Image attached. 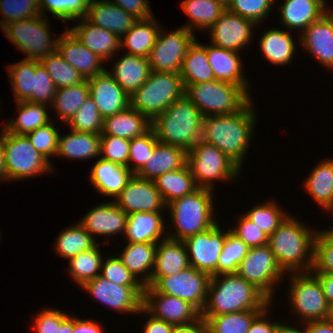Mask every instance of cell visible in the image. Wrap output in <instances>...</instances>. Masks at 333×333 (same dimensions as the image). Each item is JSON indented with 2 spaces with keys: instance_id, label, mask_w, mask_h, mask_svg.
I'll use <instances>...</instances> for the list:
<instances>
[{
  "instance_id": "cell-29",
  "label": "cell",
  "mask_w": 333,
  "mask_h": 333,
  "mask_svg": "<svg viewBox=\"0 0 333 333\" xmlns=\"http://www.w3.org/2000/svg\"><path fill=\"white\" fill-rule=\"evenodd\" d=\"M116 60L113 61V68L106 71L131 96L147 81L151 72L149 60L128 53H123Z\"/></svg>"
},
{
  "instance_id": "cell-44",
  "label": "cell",
  "mask_w": 333,
  "mask_h": 333,
  "mask_svg": "<svg viewBox=\"0 0 333 333\" xmlns=\"http://www.w3.org/2000/svg\"><path fill=\"white\" fill-rule=\"evenodd\" d=\"M55 241L56 254L67 260L91 249L98 243L78 222L60 231Z\"/></svg>"
},
{
  "instance_id": "cell-4",
  "label": "cell",
  "mask_w": 333,
  "mask_h": 333,
  "mask_svg": "<svg viewBox=\"0 0 333 333\" xmlns=\"http://www.w3.org/2000/svg\"><path fill=\"white\" fill-rule=\"evenodd\" d=\"M204 116L185 95L172 103L151 122L159 142L183 148L186 152L201 139Z\"/></svg>"
},
{
  "instance_id": "cell-7",
  "label": "cell",
  "mask_w": 333,
  "mask_h": 333,
  "mask_svg": "<svg viewBox=\"0 0 333 333\" xmlns=\"http://www.w3.org/2000/svg\"><path fill=\"white\" fill-rule=\"evenodd\" d=\"M186 96L204 117L239 112L252 100L242 87L216 79L190 85Z\"/></svg>"
},
{
  "instance_id": "cell-51",
  "label": "cell",
  "mask_w": 333,
  "mask_h": 333,
  "mask_svg": "<svg viewBox=\"0 0 333 333\" xmlns=\"http://www.w3.org/2000/svg\"><path fill=\"white\" fill-rule=\"evenodd\" d=\"M103 121L104 118L100 115L97 105L89 95L66 125L71 130L100 135L103 130Z\"/></svg>"
},
{
  "instance_id": "cell-57",
  "label": "cell",
  "mask_w": 333,
  "mask_h": 333,
  "mask_svg": "<svg viewBox=\"0 0 333 333\" xmlns=\"http://www.w3.org/2000/svg\"><path fill=\"white\" fill-rule=\"evenodd\" d=\"M56 127L52 121L26 134L36 150L50 162L52 161L50 157H56L58 151L59 130Z\"/></svg>"
},
{
  "instance_id": "cell-50",
  "label": "cell",
  "mask_w": 333,
  "mask_h": 333,
  "mask_svg": "<svg viewBox=\"0 0 333 333\" xmlns=\"http://www.w3.org/2000/svg\"><path fill=\"white\" fill-rule=\"evenodd\" d=\"M90 0H39V9L44 17L46 12L52 17L62 21L75 22L78 18L85 17Z\"/></svg>"
},
{
  "instance_id": "cell-73",
  "label": "cell",
  "mask_w": 333,
  "mask_h": 333,
  "mask_svg": "<svg viewBox=\"0 0 333 333\" xmlns=\"http://www.w3.org/2000/svg\"><path fill=\"white\" fill-rule=\"evenodd\" d=\"M219 2H221L224 6L227 7V5L230 3L231 0H217Z\"/></svg>"
},
{
  "instance_id": "cell-1",
  "label": "cell",
  "mask_w": 333,
  "mask_h": 333,
  "mask_svg": "<svg viewBox=\"0 0 333 333\" xmlns=\"http://www.w3.org/2000/svg\"><path fill=\"white\" fill-rule=\"evenodd\" d=\"M252 101L239 112L203 118L201 140L219 148L242 171L245 155L256 131V109Z\"/></svg>"
},
{
  "instance_id": "cell-3",
  "label": "cell",
  "mask_w": 333,
  "mask_h": 333,
  "mask_svg": "<svg viewBox=\"0 0 333 333\" xmlns=\"http://www.w3.org/2000/svg\"><path fill=\"white\" fill-rule=\"evenodd\" d=\"M272 302L236 273L210 277L207 301L201 316H217L248 310H264Z\"/></svg>"
},
{
  "instance_id": "cell-67",
  "label": "cell",
  "mask_w": 333,
  "mask_h": 333,
  "mask_svg": "<svg viewBox=\"0 0 333 333\" xmlns=\"http://www.w3.org/2000/svg\"><path fill=\"white\" fill-rule=\"evenodd\" d=\"M305 333H333V318L304 323Z\"/></svg>"
},
{
  "instance_id": "cell-24",
  "label": "cell",
  "mask_w": 333,
  "mask_h": 333,
  "mask_svg": "<svg viewBox=\"0 0 333 333\" xmlns=\"http://www.w3.org/2000/svg\"><path fill=\"white\" fill-rule=\"evenodd\" d=\"M79 22L72 28L67 27L76 38L90 51L97 54L104 64L117 55V52L121 50L120 37L107 29L96 26L90 23L85 17L78 18Z\"/></svg>"
},
{
  "instance_id": "cell-68",
  "label": "cell",
  "mask_w": 333,
  "mask_h": 333,
  "mask_svg": "<svg viewBox=\"0 0 333 333\" xmlns=\"http://www.w3.org/2000/svg\"><path fill=\"white\" fill-rule=\"evenodd\" d=\"M322 285L323 292L331 309H333V274L314 273Z\"/></svg>"
},
{
  "instance_id": "cell-36",
  "label": "cell",
  "mask_w": 333,
  "mask_h": 333,
  "mask_svg": "<svg viewBox=\"0 0 333 333\" xmlns=\"http://www.w3.org/2000/svg\"><path fill=\"white\" fill-rule=\"evenodd\" d=\"M303 186L325 212L333 210V159L321 160L306 177Z\"/></svg>"
},
{
  "instance_id": "cell-8",
  "label": "cell",
  "mask_w": 333,
  "mask_h": 333,
  "mask_svg": "<svg viewBox=\"0 0 333 333\" xmlns=\"http://www.w3.org/2000/svg\"><path fill=\"white\" fill-rule=\"evenodd\" d=\"M199 188L214 191V182L232 181L240 177L241 169L215 145L199 140L187 152V163ZM240 175V176H239ZM233 179V180H232Z\"/></svg>"
},
{
  "instance_id": "cell-26",
  "label": "cell",
  "mask_w": 333,
  "mask_h": 333,
  "mask_svg": "<svg viewBox=\"0 0 333 333\" xmlns=\"http://www.w3.org/2000/svg\"><path fill=\"white\" fill-rule=\"evenodd\" d=\"M206 54L216 80L238 85L249 94L251 85L246 75L244 76L240 52L224 49L209 42L206 44Z\"/></svg>"
},
{
  "instance_id": "cell-25",
  "label": "cell",
  "mask_w": 333,
  "mask_h": 333,
  "mask_svg": "<svg viewBox=\"0 0 333 333\" xmlns=\"http://www.w3.org/2000/svg\"><path fill=\"white\" fill-rule=\"evenodd\" d=\"M327 0H284L279 5L281 25L299 35L314 21L320 19L327 11Z\"/></svg>"
},
{
  "instance_id": "cell-56",
  "label": "cell",
  "mask_w": 333,
  "mask_h": 333,
  "mask_svg": "<svg viewBox=\"0 0 333 333\" xmlns=\"http://www.w3.org/2000/svg\"><path fill=\"white\" fill-rule=\"evenodd\" d=\"M157 142L158 140L152 129L143 136L130 140L128 169L133 174H136L148 162V158L151 156Z\"/></svg>"
},
{
  "instance_id": "cell-10",
  "label": "cell",
  "mask_w": 333,
  "mask_h": 333,
  "mask_svg": "<svg viewBox=\"0 0 333 333\" xmlns=\"http://www.w3.org/2000/svg\"><path fill=\"white\" fill-rule=\"evenodd\" d=\"M7 181H18L51 173L55 168L40 154L26 135L6 132L2 128Z\"/></svg>"
},
{
  "instance_id": "cell-16",
  "label": "cell",
  "mask_w": 333,
  "mask_h": 333,
  "mask_svg": "<svg viewBox=\"0 0 333 333\" xmlns=\"http://www.w3.org/2000/svg\"><path fill=\"white\" fill-rule=\"evenodd\" d=\"M217 221L211 228L188 237L183 242L187 249L190 266L207 273L210 277L217 275V264L223 250L227 234L222 231Z\"/></svg>"
},
{
  "instance_id": "cell-38",
  "label": "cell",
  "mask_w": 333,
  "mask_h": 333,
  "mask_svg": "<svg viewBox=\"0 0 333 333\" xmlns=\"http://www.w3.org/2000/svg\"><path fill=\"white\" fill-rule=\"evenodd\" d=\"M69 130L67 135L59 133L57 157L78 161L100 157L99 134Z\"/></svg>"
},
{
  "instance_id": "cell-63",
  "label": "cell",
  "mask_w": 333,
  "mask_h": 333,
  "mask_svg": "<svg viewBox=\"0 0 333 333\" xmlns=\"http://www.w3.org/2000/svg\"><path fill=\"white\" fill-rule=\"evenodd\" d=\"M121 7L126 12L132 14L136 19L151 18L153 12L147 0H108Z\"/></svg>"
},
{
  "instance_id": "cell-64",
  "label": "cell",
  "mask_w": 333,
  "mask_h": 333,
  "mask_svg": "<svg viewBox=\"0 0 333 333\" xmlns=\"http://www.w3.org/2000/svg\"><path fill=\"white\" fill-rule=\"evenodd\" d=\"M270 304L266 307L251 323L247 333H276L279 322L269 321L268 314L270 313ZM269 309V311H268Z\"/></svg>"
},
{
  "instance_id": "cell-61",
  "label": "cell",
  "mask_w": 333,
  "mask_h": 333,
  "mask_svg": "<svg viewBox=\"0 0 333 333\" xmlns=\"http://www.w3.org/2000/svg\"><path fill=\"white\" fill-rule=\"evenodd\" d=\"M238 219L236 226L233 229L230 228L232 234L241 239L249 248L268 244V236L244 214Z\"/></svg>"
},
{
  "instance_id": "cell-55",
  "label": "cell",
  "mask_w": 333,
  "mask_h": 333,
  "mask_svg": "<svg viewBox=\"0 0 333 333\" xmlns=\"http://www.w3.org/2000/svg\"><path fill=\"white\" fill-rule=\"evenodd\" d=\"M312 272L333 274V233L329 229L316 233Z\"/></svg>"
},
{
  "instance_id": "cell-6",
  "label": "cell",
  "mask_w": 333,
  "mask_h": 333,
  "mask_svg": "<svg viewBox=\"0 0 333 333\" xmlns=\"http://www.w3.org/2000/svg\"><path fill=\"white\" fill-rule=\"evenodd\" d=\"M185 95L180 73L151 71L147 81L130 96V106L152 121Z\"/></svg>"
},
{
  "instance_id": "cell-23",
  "label": "cell",
  "mask_w": 333,
  "mask_h": 333,
  "mask_svg": "<svg viewBox=\"0 0 333 333\" xmlns=\"http://www.w3.org/2000/svg\"><path fill=\"white\" fill-rule=\"evenodd\" d=\"M57 52L84 79L92 78L106 70L102 64L104 61L85 47L68 28L60 35Z\"/></svg>"
},
{
  "instance_id": "cell-28",
  "label": "cell",
  "mask_w": 333,
  "mask_h": 333,
  "mask_svg": "<svg viewBox=\"0 0 333 333\" xmlns=\"http://www.w3.org/2000/svg\"><path fill=\"white\" fill-rule=\"evenodd\" d=\"M90 183L103 196L112 201L120 195L134 175L127 167L112 163L99 157L90 169Z\"/></svg>"
},
{
  "instance_id": "cell-62",
  "label": "cell",
  "mask_w": 333,
  "mask_h": 333,
  "mask_svg": "<svg viewBox=\"0 0 333 333\" xmlns=\"http://www.w3.org/2000/svg\"><path fill=\"white\" fill-rule=\"evenodd\" d=\"M67 316V312H62L57 308H44L34 317L32 330L35 333H57V328Z\"/></svg>"
},
{
  "instance_id": "cell-42",
  "label": "cell",
  "mask_w": 333,
  "mask_h": 333,
  "mask_svg": "<svg viewBox=\"0 0 333 333\" xmlns=\"http://www.w3.org/2000/svg\"><path fill=\"white\" fill-rule=\"evenodd\" d=\"M181 9L190 20L183 27L195 33L196 29L207 32L226 10V6L217 0H183Z\"/></svg>"
},
{
  "instance_id": "cell-9",
  "label": "cell",
  "mask_w": 333,
  "mask_h": 333,
  "mask_svg": "<svg viewBox=\"0 0 333 333\" xmlns=\"http://www.w3.org/2000/svg\"><path fill=\"white\" fill-rule=\"evenodd\" d=\"M289 278V305L301 323L332 318L319 278L311 272L286 274ZM290 276V277H289Z\"/></svg>"
},
{
  "instance_id": "cell-13",
  "label": "cell",
  "mask_w": 333,
  "mask_h": 333,
  "mask_svg": "<svg viewBox=\"0 0 333 333\" xmlns=\"http://www.w3.org/2000/svg\"><path fill=\"white\" fill-rule=\"evenodd\" d=\"M209 281L207 273L190 266L175 275L151 277L150 286L158 293L189 302L201 313L206 305Z\"/></svg>"
},
{
  "instance_id": "cell-74",
  "label": "cell",
  "mask_w": 333,
  "mask_h": 333,
  "mask_svg": "<svg viewBox=\"0 0 333 333\" xmlns=\"http://www.w3.org/2000/svg\"><path fill=\"white\" fill-rule=\"evenodd\" d=\"M330 214H333V210L330 211ZM328 229L333 233V225L330 228L328 227Z\"/></svg>"
},
{
  "instance_id": "cell-39",
  "label": "cell",
  "mask_w": 333,
  "mask_h": 333,
  "mask_svg": "<svg viewBox=\"0 0 333 333\" xmlns=\"http://www.w3.org/2000/svg\"><path fill=\"white\" fill-rule=\"evenodd\" d=\"M16 107L17 117L7 119L6 124L4 123L3 129L6 132L26 135L39 127L47 125L52 120L47 111L49 105L21 101L16 102Z\"/></svg>"
},
{
  "instance_id": "cell-65",
  "label": "cell",
  "mask_w": 333,
  "mask_h": 333,
  "mask_svg": "<svg viewBox=\"0 0 333 333\" xmlns=\"http://www.w3.org/2000/svg\"><path fill=\"white\" fill-rule=\"evenodd\" d=\"M144 315L148 314V318L147 321L145 322V324L143 325V333H172L173 324L167 323L164 320H160L157 318H154L151 314H149L144 308H142L140 310V312H138L139 315Z\"/></svg>"
},
{
  "instance_id": "cell-33",
  "label": "cell",
  "mask_w": 333,
  "mask_h": 333,
  "mask_svg": "<svg viewBox=\"0 0 333 333\" xmlns=\"http://www.w3.org/2000/svg\"><path fill=\"white\" fill-rule=\"evenodd\" d=\"M163 217L162 213L149 212H135L128 215L126 233L124 235L127 242L158 243L163 240L167 237L165 230L168 229L167 225H165L166 219Z\"/></svg>"
},
{
  "instance_id": "cell-11",
  "label": "cell",
  "mask_w": 333,
  "mask_h": 333,
  "mask_svg": "<svg viewBox=\"0 0 333 333\" xmlns=\"http://www.w3.org/2000/svg\"><path fill=\"white\" fill-rule=\"evenodd\" d=\"M48 20L46 16L40 14L8 23L1 30L10 42L26 55L25 59L40 61L57 52L60 38V36L52 37Z\"/></svg>"
},
{
  "instance_id": "cell-37",
  "label": "cell",
  "mask_w": 333,
  "mask_h": 333,
  "mask_svg": "<svg viewBox=\"0 0 333 333\" xmlns=\"http://www.w3.org/2000/svg\"><path fill=\"white\" fill-rule=\"evenodd\" d=\"M259 40L260 50L271 64L285 66L292 63L298 43L293 40L291 31H283L278 27L267 29Z\"/></svg>"
},
{
  "instance_id": "cell-18",
  "label": "cell",
  "mask_w": 333,
  "mask_h": 333,
  "mask_svg": "<svg viewBox=\"0 0 333 333\" xmlns=\"http://www.w3.org/2000/svg\"><path fill=\"white\" fill-rule=\"evenodd\" d=\"M115 203L127 215L135 212L164 213L167 208L154 180H147L135 174L122 189Z\"/></svg>"
},
{
  "instance_id": "cell-58",
  "label": "cell",
  "mask_w": 333,
  "mask_h": 333,
  "mask_svg": "<svg viewBox=\"0 0 333 333\" xmlns=\"http://www.w3.org/2000/svg\"><path fill=\"white\" fill-rule=\"evenodd\" d=\"M130 140L100 135V158L128 168Z\"/></svg>"
},
{
  "instance_id": "cell-69",
  "label": "cell",
  "mask_w": 333,
  "mask_h": 333,
  "mask_svg": "<svg viewBox=\"0 0 333 333\" xmlns=\"http://www.w3.org/2000/svg\"><path fill=\"white\" fill-rule=\"evenodd\" d=\"M172 333H206V323L200 317L193 323L174 325Z\"/></svg>"
},
{
  "instance_id": "cell-54",
  "label": "cell",
  "mask_w": 333,
  "mask_h": 333,
  "mask_svg": "<svg viewBox=\"0 0 333 333\" xmlns=\"http://www.w3.org/2000/svg\"><path fill=\"white\" fill-rule=\"evenodd\" d=\"M0 29L6 24L41 14L39 0H0Z\"/></svg>"
},
{
  "instance_id": "cell-59",
  "label": "cell",
  "mask_w": 333,
  "mask_h": 333,
  "mask_svg": "<svg viewBox=\"0 0 333 333\" xmlns=\"http://www.w3.org/2000/svg\"><path fill=\"white\" fill-rule=\"evenodd\" d=\"M104 259L102 261L100 276L116 285L142 286L124 266L118 256H109Z\"/></svg>"
},
{
  "instance_id": "cell-30",
  "label": "cell",
  "mask_w": 333,
  "mask_h": 333,
  "mask_svg": "<svg viewBox=\"0 0 333 333\" xmlns=\"http://www.w3.org/2000/svg\"><path fill=\"white\" fill-rule=\"evenodd\" d=\"M124 246L119 259L143 287L150 286L157 243L127 242Z\"/></svg>"
},
{
  "instance_id": "cell-45",
  "label": "cell",
  "mask_w": 333,
  "mask_h": 333,
  "mask_svg": "<svg viewBox=\"0 0 333 333\" xmlns=\"http://www.w3.org/2000/svg\"><path fill=\"white\" fill-rule=\"evenodd\" d=\"M100 245L101 243L99 242L91 249L81 252L68 260V273L79 287L100 275L104 259L102 257L103 254L100 252Z\"/></svg>"
},
{
  "instance_id": "cell-35",
  "label": "cell",
  "mask_w": 333,
  "mask_h": 333,
  "mask_svg": "<svg viewBox=\"0 0 333 333\" xmlns=\"http://www.w3.org/2000/svg\"><path fill=\"white\" fill-rule=\"evenodd\" d=\"M155 19V16L148 19H138L130 30L120 38L121 50L125 49V53L148 58L160 30L163 28Z\"/></svg>"
},
{
  "instance_id": "cell-60",
  "label": "cell",
  "mask_w": 333,
  "mask_h": 333,
  "mask_svg": "<svg viewBox=\"0 0 333 333\" xmlns=\"http://www.w3.org/2000/svg\"><path fill=\"white\" fill-rule=\"evenodd\" d=\"M56 87L40 61L35 60L34 90L32 103L51 105Z\"/></svg>"
},
{
  "instance_id": "cell-48",
  "label": "cell",
  "mask_w": 333,
  "mask_h": 333,
  "mask_svg": "<svg viewBox=\"0 0 333 333\" xmlns=\"http://www.w3.org/2000/svg\"><path fill=\"white\" fill-rule=\"evenodd\" d=\"M251 222L257 225L268 237L278 228V226L289 215L283 211L275 200L255 205L252 209L243 213Z\"/></svg>"
},
{
  "instance_id": "cell-43",
  "label": "cell",
  "mask_w": 333,
  "mask_h": 333,
  "mask_svg": "<svg viewBox=\"0 0 333 333\" xmlns=\"http://www.w3.org/2000/svg\"><path fill=\"white\" fill-rule=\"evenodd\" d=\"M154 183L166 205L184 195L191 194L198 188L187 164L180 169L158 176Z\"/></svg>"
},
{
  "instance_id": "cell-71",
  "label": "cell",
  "mask_w": 333,
  "mask_h": 333,
  "mask_svg": "<svg viewBox=\"0 0 333 333\" xmlns=\"http://www.w3.org/2000/svg\"><path fill=\"white\" fill-rule=\"evenodd\" d=\"M7 182L6 169H5V157L2 141V130L0 131V182Z\"/></svg>"
},
{
  "instance_id": "cell-2",
  "label": "cell",
  "mask_w": 333,
  "mask_h": 333,
  "mask_svg": "<svg viewBox=\"0 0 333 333\" xmlns=\"http://www.w3.org/2000/svg\"><path fill=\"white\" fill-rule=\"evenodd\" d=\"M300 219L288 215L268 237V246L285 274L311 272L314 268L315 236Z\"/></svg>"
},
{
  "instance_id": "cell-27",
  "label": "cell",
  "mask_w": 333,
  "mask_h": 333,
  "mask_svg": "<svg viewBox=\"0 0 333 333\" xmlns=\"http://www.w3.org/2000/svg\"><path fill=\"white\" fill-rule=\"evenodd\" d=\"M85 18L90 23L107 29L120 38L138 20L132 14L108 0H90Z\"/></svg>"
},
{
  "instance_id": "cell-17",
  "label": "cell",
  "mask_w": 333,
  "mask_h": 333,
  "mask_svg": "<svg viewBox=\"0 0 333 333\" xmlns=\"http://www.w3.org/2000/svg\"><path fill=\"white\" fill-rule=\"evenodd\" d=\"M143 308L154 318L173 325L193 323L201 317V313L189 302L158 293L152 286L144 287Z\"/></svg>"
},
{
  "instance_id": "cell-47",
  "label": "cell",
  "mask_w": 333,
  "mask_h": 333,
  "mask_svg": "<svg viewBox=\"0 0 333 333\" xmlns=\"http://www.w3.org/2000/svg\"><path fill=\"white\" fill-rule=\"evenodd\" d=\"M15 102L27 101L32 103L34 90L35 60L23 58L21 61L8 65Z\"/></svg>"
},
{
  "instance_id": "cell-15",
  "label": "cell",
  "mask_w": 333,
  "mask_h": 333,
  "mask_svg": "<svg viewBox=\"0 0 333 333\" xmlns=\"http://www.w3.org/2000/svg\"><path fill=\"white\" fill-rule=\"evenodd\" d=\"M92 298L122 314H138L143 308V286L116 285L98 275L82 287Z\"/></svg>"
},
{
  "instance_id": "cell-22",
  "label": "cell",
  "mask_w": 333,
  "mask_h": 333,
  "mask_svg": "<svg viewBox=\"0 0 333 333\" xmlns=\"http://www.w3.org/2000/svg\"><path fill=\"white\" fill-rule=\"evenodd\" d=\"M87 81L89 94L103 118L121 112L130 106V96L106 70Z\"/></svg>"
},
{
  "instance_id": "cell-70",
  "label": "cell",
  "mask_w": 333,
  "mask_h": 333,
  "mask_svg": "<svg viewBox=\"0 0 333 333\" xmlns=\"http://www.w3.org/2000/svg\"><path fill=\"white\" fill-rule=\"evenodd\" d=\"M71 315V316H70ZM74 327V314H69L57 328V333H73Z\"/></svg>"
},
{
  "instance_id": "cell-34",
  "label": "cell",
  "mask_w": 333,
  "mask_h": 333,
  "mask_svg": "<svg viewBox=\"0 0 333 333\" xmlns=\"http://www.w3.org/2000/svg\"><path fill=\"white\" fill-rule=\"evenodd\" d=\"M190 267L183 241L165 237L156 246L155 266L151 277L175 275Z\"/></svg>"
},
{
  "instance_id": "cell-21",
  "label": "cell",
  "mask_w": 333,
  "mask_h": 333,
  "mask_svg": "<svg viewBox=\"0 0 333 333\" xmlns=\"http://www.w3.org/2000/svg\"><path fill=\"white\" fill-rule=\"evenodd\" d=\"M127 220L128 215L118 207L115 201H107L87 211L78 223L97 242L96 235L107 238L119 233L125 235Z\"/></svg>"
},
{
  "instance_id": "cell-52",
  "label": "cell",
  "mask_w": 333,
  "mask_h": 333,
  "mask_svg": "<svg viewBox=\"0 0 333 333\" xmlns=\"http://www.w3.org/2000/svg\"><path fill=\"white\" fill-rule=\"evenodd\" d=\"M249 247L234 234L229 232L219 256L217 275L236 273L238 265L247 255Z\"/></svg>"
},
{
  "instance_id": "cell-72",
  "label": "cell",
  "mask_w": 333,
  "mask_h": 333,
  "mask_svg": "<svg viewBox=\"0 0 333 333\" xmlns=\"http://www.w3.org/2000/svg\"><path fill=\"white\" fill-rule=\"evenodd\" d=\"M302 325H303V327H301L302 329L301 328L299 329V327L296 328L293 325L289 326V325L281 322L278 324L276 333H305L304 332V323Z\"/></svg>"
},
{
  "instance_id": "cell-49",
  "label": "cell",
  "mask_w": 333,
  "mask_h": 333,
  "mask_svg": "<svg viewBox=\"0 0 333 333\" xmlns=\"http://www.w3.org/2000/svg\"><path fill=\"white\" fill-rule=\"evenodd\" d=\"M40 63L46 69L57 89L76 85L85 80L58 52L42 58Z\"/></svg>"
},
{
  "instance_id": "cell-14",
  "label": "cell",
  "mask_w": 333,
  "mask_h": 333,
  "mask_svg": "<svg viewBox=\"0 0 333 333\" xmlns=\"http://www.w3.org/2000/svg\"><path fill=\"white\" fill-rule=\"evenodd\" d=\"M164 31L161 28L148 57L151 71L180 73L186 53L197 38L183 26L169 33Z\"/></svg>"
},
{
  "instance_id": "cell-41",
  "label": "cell",
  "mask_w": 333,
  "mask_h": 333,
  "mask_svg": "<svg viewBox=\"0 0 333 333\" xmlns=\"http://www.w3.org/2000/svg\"><path fill=\"white\" fill-rule=\"evenodd\" d=\"M89 95L88 81L85 79L79 84L56 89L49 108L57 113L56 121L67 124Z\"/></svg>"
},
{
  "instance_id": "cell-5",
  "label": "cell",
  "mask_w": 333,
  "mask_h": 333,
  "mask_svg": "<svg viewBox=\"0 0 333 333\" xmlns=\"http://www.w3.org/2000/svg\"><path fill=\"white\" fill-rule=\"evenodd\" d=\"M213 190L197 188L167 205L174 229L167 237L184 241L188 237L211 228L216 222L214 215Z\"/></svg>"
},
{
  "instance_id": "cell-19",
  "label": "cell",
  "mask_w": 333,
  "mask_h": 333,
  "mask_svg": "<svg viewBox=\"0 0 333 333\" xmlns=\"http://www.w3.org/2000/svg\"><path fill=\"white\" fill-rule=\"evenodd\" d=\"M255 27L257 25L252 21L226 9L208 29L210 43L235 52L243 51V48L250 46Z\"/></svg>"
},
{
  "instance_id": "cell-53",
  "label": "cell",
  "mask_w": 333,
  "mask_h": 333,
  "mask_svg": "<svg viewBox=\"0 0 333 333\" xmlns=\"http://www.w3.org/2000/svg\"><path fill=\"white\" fill-rule=\"evenodd\" d=\"M277 0H231L226 9L252 21L257 26L264 22ZM273 8V9H272Z\"/></svg>"
},
{
  "instance_id": "cell-40",
  "label": "cell",
  "mask_w": 333,
  "mask_h": 333,
  "mask_svg": "<svg viewBox=\"0 0 333 333\" xmlns=\"http://www.w3.org/2000/svg\"><path fill=\"white\" fill-rule=\"evenodd\" d=\"M180 76L186 89L192 84L215 80L206 54V44L199 43L197 39L193 42L183 60Z\"/></svg>"
},
{
  "instance_id": "cell-20",
  "label": "cell",
  "mask_w": 333,
  "mask_h": 333,
  "mask_svg": "<svg viewBox=\"0 0 333 333\" xmlns=\"http://www.w3.org/2000/svg\"><path fill=\"white\" fill-rule=\"evenodd\" d=\"M298 36L299 45L327 70L333 71V9L311 23Z\"/></svg>"
},
{
  "instance_id": "cell-66",
  "label": "cell",
  "mask_w": 333,
  "mask_h": 333,
  "mask_svg": "<svg viewBox=\"0 0 333 333\" xmlns=\"http://www.w3.org/2000/svg\"><path fill=\"white\" fill-rule=\"evenodd\" d=\"M94 319H82L74 316L73 333H104L102 325Z\"/></svg>"
},
{
  "instance_id": "cell-12",
  "label": "cell",
  "mask_w": 333,
  "mask_h": 333,
  "mask_svg": "<svg viewBox=\"0 0 333 333\" xmlns=\"http://www.w3.org/2000/svg\"><path fill=\"white\" fill-rule=\"evenodd\" d=\"M236 274L260 290L272 303L275 288L286 275L268 245L249 248ZM275 286V287H274Z\"/></svg>"
},
{
  "instance_id": "cell-31",
  "label": "cell",
  "mask_w": 333,
  "mask_h": 333,
  "mask_svg": "<svg viewBox=\"0 0 333 333\" xmlns=\"http://www.w3.org/2000/svg\"><path fill=\"white\" fill-rule=\"evenodd\" d=\"M186 163L187 152L183 148L158 141L148 162L135 175L143 179L155 180L166 172L184 167Z\"/></svg>"
},
{
  "instance_id": "cell-46",
  "label": "cell",
  "mask_w": 333,
  "mask_h": 333,
  "mask_svg": "<svg viewBox=\"0 0 333 333\" xmlns=\"http://www.w3.org/2000/svg\"><path fill=\"white\" fill-rule=\"evenodd\" d=\"M263 310L238 311L217 316H201L206 333H247L253 320Z\"/></svg>"
},
{
  "instance_id": "cell-32",
  "label": "cell",
  "mask_w": 333,
  "mask_h": 333,
  "mask_svg": "<svg viewBox=\"0 0 333 333\" xmlns=\"http://www.w3.org/2000/svg\"><path fill=\"white\" fill-rule=\"evenodd\" d=\"M151 126L152 122L147 116L129 106L121 112L105 117L100 135H112L131 140L149 132Z\"/></svg>"
}]
</instances>
